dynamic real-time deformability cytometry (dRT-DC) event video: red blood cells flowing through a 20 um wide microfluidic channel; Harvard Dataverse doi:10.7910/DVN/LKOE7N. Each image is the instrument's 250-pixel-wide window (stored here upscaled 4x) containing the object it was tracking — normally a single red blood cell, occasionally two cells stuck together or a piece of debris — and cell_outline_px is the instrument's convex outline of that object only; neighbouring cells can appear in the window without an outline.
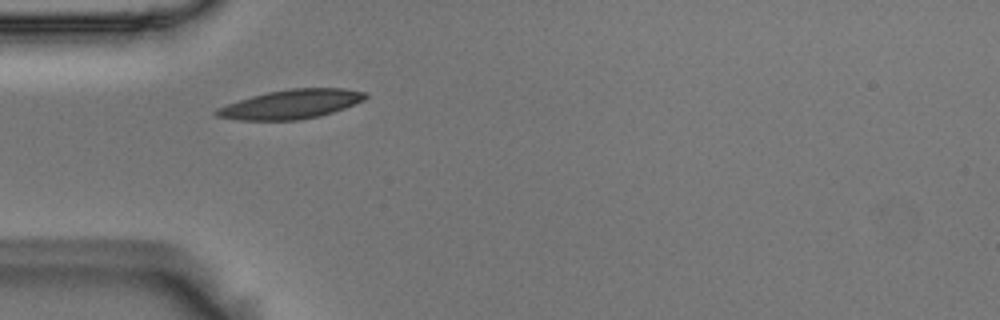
{"species": "Egyptian fruit bat (a non-hibernating species)", "species_latin": "Rousettus aegyptiacus", "temperature_condition": "room temperature", "stored_images_in_passage": 7, "camera_frame_rate_fps": 3000, "um_per_image_px": 0.085, "animal": {"sex": "male"}, "frame": {"image": 1, "passage_image": 1, "time_ms": 0.0, "image_size_px": [1000, 320], "cell_outline_px": [[368, 96], [364, 100], [344, 108], [320, 116], [300, 120], [236, 120], [216, 116], [212, 112], [216, 108], [252, 96], [268, 92], [292, 88], [344, 88], [368, 92]], "centroid_in_image_um": [24.75, 8.86], "position_along_channel_um": 60.2, "area_um2": 25.32}}
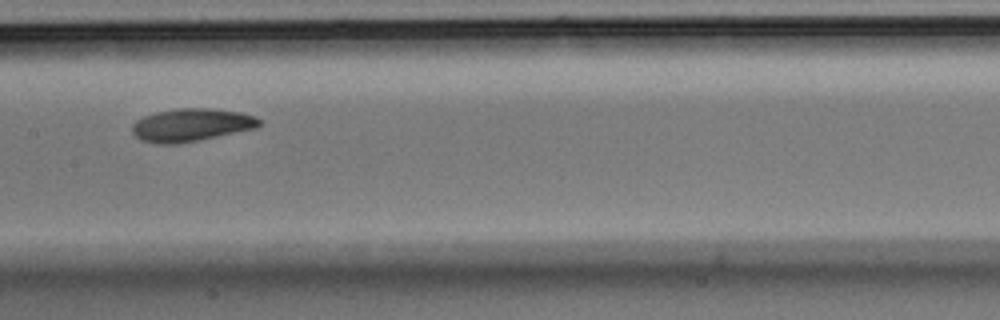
{"frame": {"image": 2, "passage_image": 4, "time_ms": 1.0, "image_size_px": [1000, 320], "cell_outline_px": [[260, 124], [256, 128], [176, 144], [156, 144], [140, 140], [132, 132], [132, 124], [136, 120], [144, 116], [156, 112], [176, 108], [208, 108], [240, 112], [256, 116], [260, 120]], "centroid_in_image_um": [16.22, 10.61], "position_along_channel_um": 191.2, "area_um2": 24.22}}
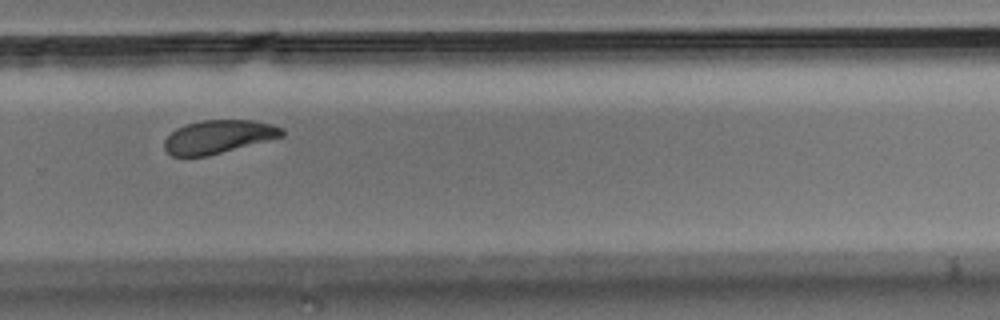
{"frame": {"image": 3, "passage_image": 7, "time_ms": 2.0, "image_size_px": [1000, 320], "cell_outline_px": [[284, 136], [208, 156], [172, 156], [164, 148], [164, 140], [176, 128], [200, 120], [252, 120], [272, 124], [284, 128]], "centroid_in_image_um": [18.58, 11.62], "position_along_channel_um": 311.2, "area_um2": 22.77}}